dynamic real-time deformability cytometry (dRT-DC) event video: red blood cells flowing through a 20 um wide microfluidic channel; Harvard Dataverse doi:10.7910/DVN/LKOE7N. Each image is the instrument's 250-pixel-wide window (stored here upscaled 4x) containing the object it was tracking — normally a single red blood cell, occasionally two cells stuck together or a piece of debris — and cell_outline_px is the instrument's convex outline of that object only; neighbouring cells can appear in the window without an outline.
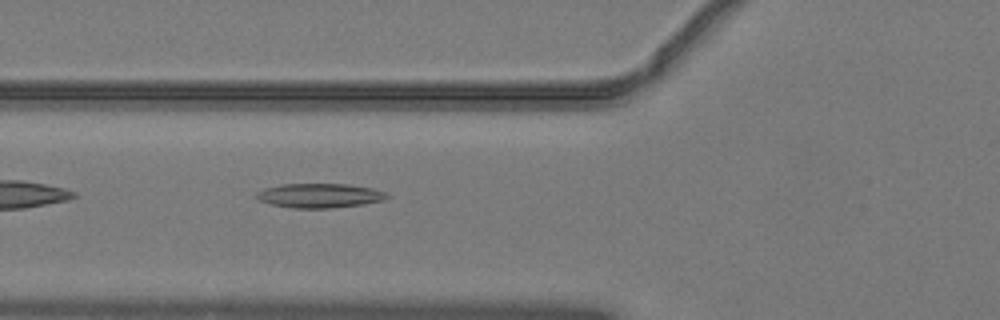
{"species": "common noctule bat (a hibernating species)", "species_latin": "Nyctalus noctula", "temperature_condition": "warm", "stored_images_in_passage": 35, "camera_frame_rate_fps": 3000, "um_per_image_px": 0.085, "animal": {"sex": "male", "body_mass_g": 19.2, "forearm_length_mm": 51.8}, "frame": {"image": 1, "passage_image": 4, "time_ms": 1.0, "image_size_px": [1000, 320], "cell_outline_px": [[392, 196], [384, 200], [364, 204], [332, 208], [292, 208], [272, 204], [260, 200], [256, 196], [256, 192], [264, 188], [280, 184], [348, 184], [372, 188], [384, 192]], "centroid_in_image_um": [27.19, 16.62], "position_along_channel_um": 98.6, "area_um2": 18.55}}
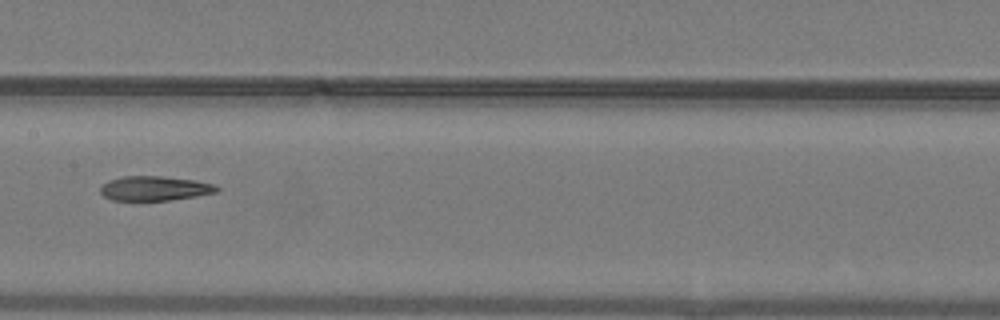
{"frame": {"image": 2, "passage_image": 11, "time_ms": 3.333, "image_size_px": [1000, 320], "cell_outline_px": [[220, 188], [216, 192], [196, 196], [168, 200], [112, 200], [104, 196], [100, 192], [100, 188], [108, 180], [124, 176], [160, 176], [196, 180], [216, 184]], "centroid_in_image_um": [13.16, 16.0], "position_along_channel_um": 194.2, "area_um2": 16.59}}
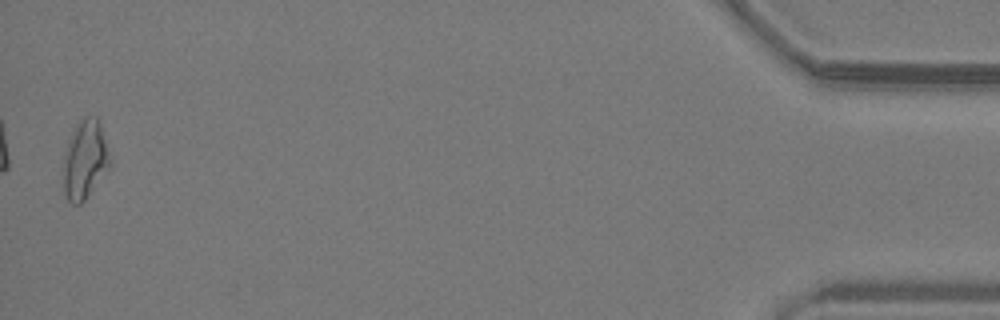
{"frame": {"image": 3, "passage_image": 35, "time_ms": 11.333, "image_size_px": [1000, 320], "cell_outline_px": [[112, 164], [84, 200], [80, 204], [72, 204], [68, 200], [64, 192], [64, 156], [72, 128], [84, 116], [96, 116], [100, 124], [112, 156]], "centroid_in_image_um": [7.25, 13.53], "position_along_channel_um": 428.0, "area_um2": 21.5}, "authors_computed_cell_mechanics": {"area_um2": 18.0914, "velocity_mm_per_s": 4.0714, "shape_relaxation_time_tau1_ms": null, "shape_relaxation_time_tau2_ms": 4.914, "deformation_change_tau1": null, "deformation_change_tau2": 0.1572}}